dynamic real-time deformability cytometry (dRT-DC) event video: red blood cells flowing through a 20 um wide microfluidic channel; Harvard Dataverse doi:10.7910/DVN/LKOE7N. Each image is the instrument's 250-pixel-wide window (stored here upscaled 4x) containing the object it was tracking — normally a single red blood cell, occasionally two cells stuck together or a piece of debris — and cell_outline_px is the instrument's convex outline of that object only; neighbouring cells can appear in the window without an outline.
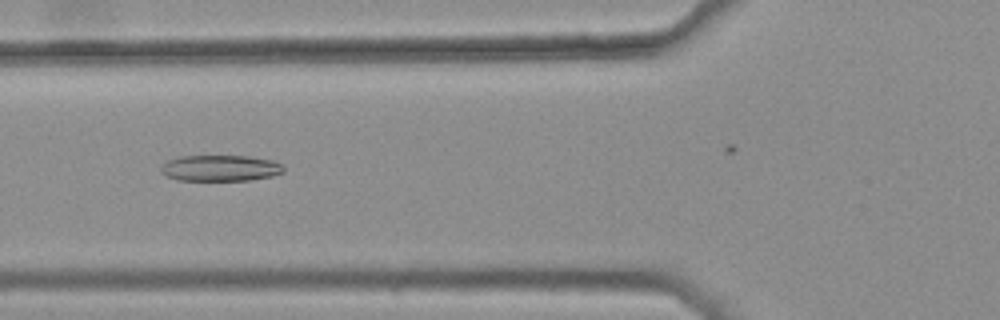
{"species": "common noctule bat (a hibernating species)", "species_latin": "Nyctalus noctula", "temperature_condition": "warm", "stored_images_in_passage": 45, "camera_frame_rate_fps": 3000, "um_per_image_px": 0.085, "animal": {"sex": "female", "body_mass_g": 25.1}, "frame": {"image": 1, "passage_image": 18, "time_ms": 5.667, "image_size_px": [1000, 320], "cell_outline_px": [[284, 172], [272, 176], [252, 180], [176, 180], [164, 176], [160, 172], [160, 168], [168, 160], [180, 156], [248, 156], [272, 160], [280, 164], [284, 168]], "centroid_in_image_um": [18.7, 14.29], "position_along_channel_um": 107.1, "area_um2": 18.73}}
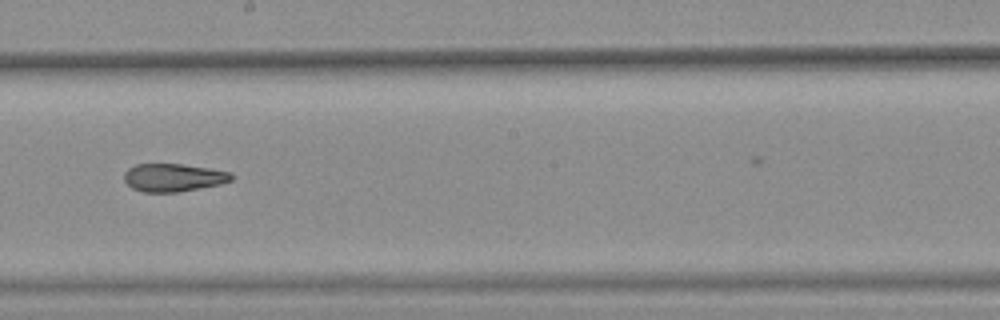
{"frame": {"image": 2, "passage_image": 28, "time_ms": 9.0, "image_size_px": [1000, 320], "cell_outline_px": [[232, 180], [220, 184], [180, 192], [140, 192], [132, 188], [124, 180], [124, 172], [128, 168], [136, 164], [180, 164], [208, 168], [232, 172]], "centroid_in_image_um": [14.71, 15.1], "position_along_channel_um": 233.5, "area_um2": 17.51}}
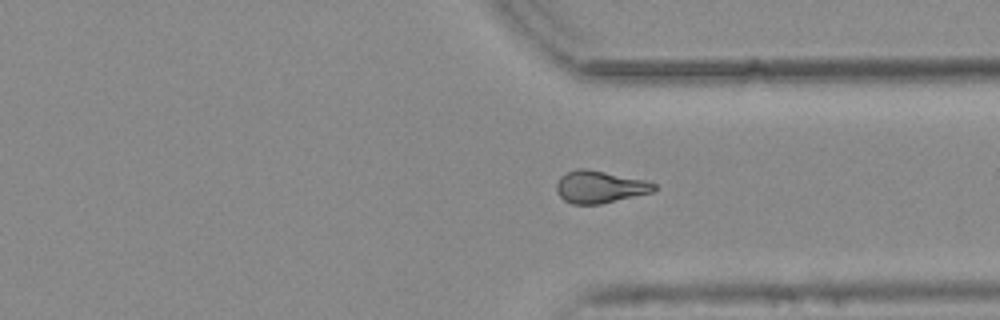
{"frame": {"image": 3, "passage_image": 38, "time_ms": 12.333, "image_size_px": [1000, 320], "cell_outline_px": [[660, 188], [652, 192], [600, 204], [572, 204], [564, 200], [556, 192], [556, 184], [560, 176], [564, 172], [576, 168], [584, 168], [648, 180], [656, 184]], "centroid_in_image_um": [50.98, 15.87], "position_along_channel_um": 360.4, "area_um2": 18.61}, "authors_computed_cell_mechanics": {"area_um2": 18.6116, "velocity_mm_per_s": 3.7951, "shape_relaxation_time_tau1_ms": null, "shape_relaxation_time_tau2_ms": 2.8975, "deformation_change_tau1": null, "deformation_change_tau2": 0.1117}}